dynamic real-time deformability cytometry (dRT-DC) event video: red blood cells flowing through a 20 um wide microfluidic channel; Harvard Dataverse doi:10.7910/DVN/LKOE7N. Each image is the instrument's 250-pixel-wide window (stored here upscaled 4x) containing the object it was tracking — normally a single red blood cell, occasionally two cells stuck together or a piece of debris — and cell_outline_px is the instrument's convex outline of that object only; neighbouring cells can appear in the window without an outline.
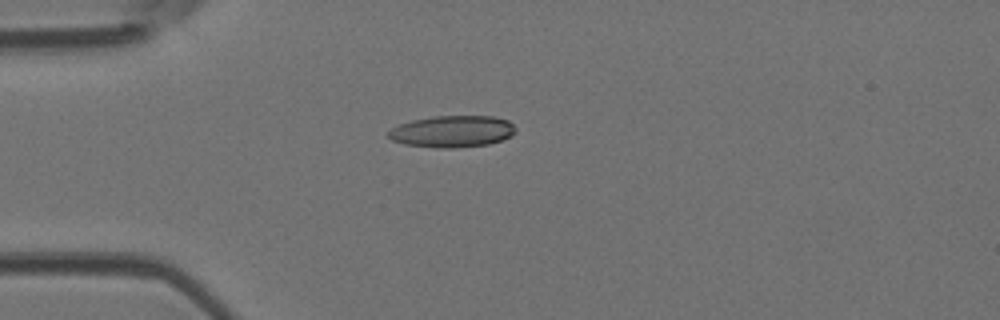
{"species": "Egyptian fruit bat (a non-hibernating species)", "species_latin": "Rousettus aegyptiacus", "temperature_condition": "room temperature", "stored_images_in_passage": 5, "camera_frame_rate_fps": 3000, "um_per_image_px": 0.085, "animal": {"sex": "female"}, "frame": {"image": 1, "passage_image": 4, "time_ms": 1.0, "image_size_px": [1000, 320], "cell_outline_px": [[516, 132], [512, 136], [488, 144], [452, 148], [436, 148], [404, 144], [392, 140], [388, 136], [388, 132], [392, 128], [400, 124], [412, 120], [432, 116], [492, 116], [508, 120], [516, 128]], "centroid_in_image_um": [38.45, 11.17], "position_along_channel_um": 46.5, "area_um2": 23.52}}